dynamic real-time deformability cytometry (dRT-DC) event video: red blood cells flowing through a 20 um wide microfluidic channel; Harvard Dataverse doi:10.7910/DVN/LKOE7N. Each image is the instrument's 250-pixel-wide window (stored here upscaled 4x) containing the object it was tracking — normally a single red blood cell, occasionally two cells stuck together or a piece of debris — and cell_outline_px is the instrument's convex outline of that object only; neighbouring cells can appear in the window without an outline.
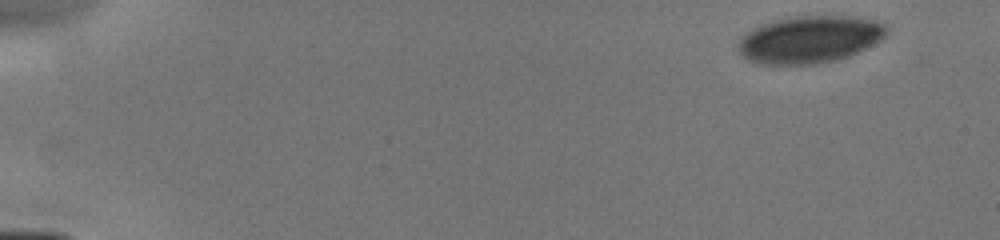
{"species": "human", "species_latin": "Homo sapiens", "temperature_condition": "cold", "stored_images_in_passage": 7, "segment_of_instrument_passage": [1, 2], "camera_frame_rate_fps": 3000, "um_per_image_px": 0.085, "donor": {"sex": "male"}, "frame": {"image": 1, "passage_image": 1, "time_ms": 0.0, "image_size_px": [1000, 240], "cell_outline_px": [[888, 32], [880, 40], [848, 56], [836, 60], [816, 64], [760, 64], [748, 60], [740, 52], [740, 40], [752, 28], [760, 24], [772, 20], [796, 16], [852, 16], [876, 20], [884, 24], [888, 28]], "centroid_in_image_um": [68.84, 3.34], "position_along_channel_um": 16.2, "area_um2": 40.58}}
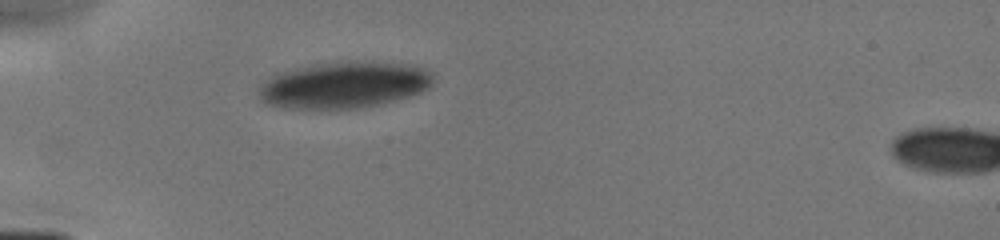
{"frame": {"image": 2, "passage_image": 6, "time_ms": 4.0, "image_size_px": [1000, 240], "cell_outline_px": [[436, 80], [428, 88], [420, 92], [408, 96], [376, 104], [356, 108], [284, 108], [268, 104], [260, 100], [256, 92], [264, 80], [276, 72], [308, 64], [340, 60], [372, 60], [412, 64], [424, 68], [432, 72]], "centroid_in_image_um": [29.22, 7.16], "position_along_channel_um": 55.8, "area_um2": 48.38}}